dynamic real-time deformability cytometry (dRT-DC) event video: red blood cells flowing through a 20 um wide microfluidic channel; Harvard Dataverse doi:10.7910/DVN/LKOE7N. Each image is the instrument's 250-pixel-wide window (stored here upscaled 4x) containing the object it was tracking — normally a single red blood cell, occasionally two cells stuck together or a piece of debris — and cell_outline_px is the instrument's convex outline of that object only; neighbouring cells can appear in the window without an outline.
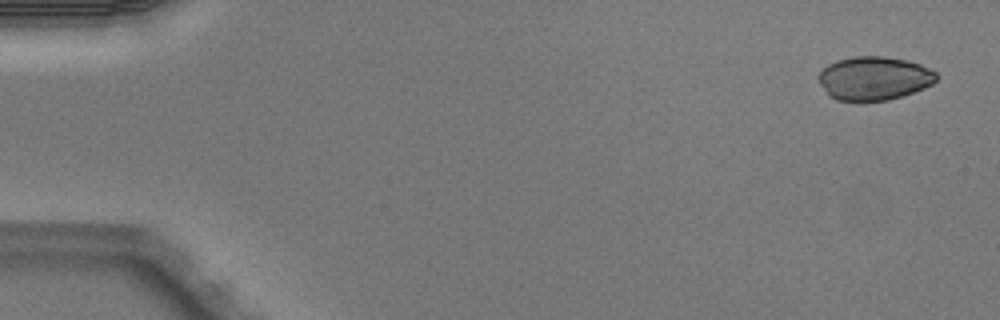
{"species": "Egyptian fruit bat (a non-hibernating species)", "species_latin": "Rousettus aegyptiacus", "temperature_condition": "warm", "stored_images_in_passage": 4, "camera_frame_rate_fps": 3000, "um_per_image_px": 0.085, "animal": {"sex": "male"}, "frame": {"image": 1, "passage_image": 1, "time_ms": 0.0, "image_size_px": [1000, 320], "cell_outline_px": [[936, 80], [932, 84], [924, 88], [888, 100], [836, 100], [828, 96], [816, 80], [816, 76], [828, 64], [836, 60], [852, 56], [884, 56], [904, 60], [920, 64], [936, 72]], "centroid_in_image_um": [74.23, 6.64], "position_along_channel_um": 10.8, "area_um2": 29.94}}
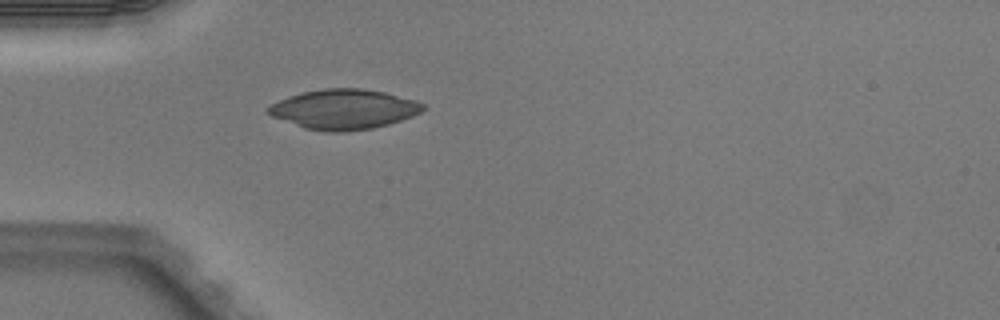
{"frame": {"image": 2, "passage_image": 4, "time_ms": 1.0, "image_size_px": [1000, 320], "cell_outline_px": [[424, 108], [420, 112], [412, 116], [388, 124], [372, 128], [344, 132], [328, 132], [304, 128], [272, 116], [264, 112], [264, 108], [280, 100], [304, 92], [324, 88], [360, 88], [384, 92], [416, 100], [424, 104]], "centroid_in_image_um": [29.21, 9.29], "position_along_channel_um": 55.8, "area_um2": 35.78}}